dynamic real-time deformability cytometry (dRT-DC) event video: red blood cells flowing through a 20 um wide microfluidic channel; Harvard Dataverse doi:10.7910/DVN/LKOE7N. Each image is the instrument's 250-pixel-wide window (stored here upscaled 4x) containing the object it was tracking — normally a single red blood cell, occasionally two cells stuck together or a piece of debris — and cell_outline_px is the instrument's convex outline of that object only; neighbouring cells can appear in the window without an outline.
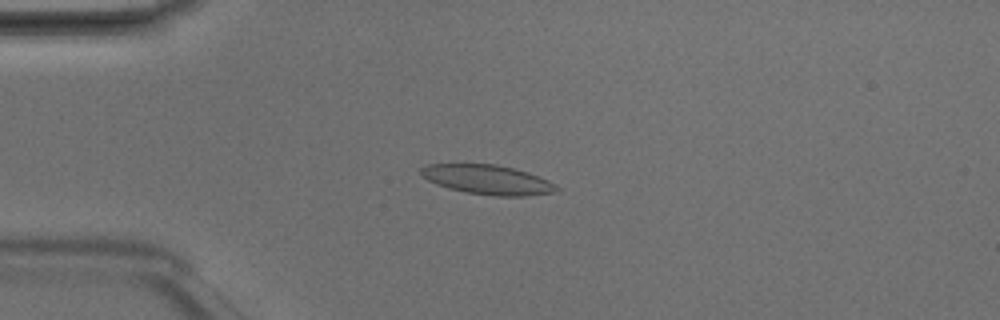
{"species": "Egyptian fruit bat (a non-hibernating species)", "species_latin": "Rousettus aegyptiacus", "temperature_condition": "room temperature", "stored_images_in_passage": 4, "camera_frame_rate_fps": 3000, "um_per_image_px": 0.085, "animal": {"sex": "male"}, "frame": {"image": 1, "passage_image": 2, "time_ms": 0.333, "image_size_px": [1000, 320], "cell_outline_px": [[560, 188], [552, 192], [528, 196], [492, 196], [468, 192], [448, 188], [436, 184], [420, 176], [420, 168], [428, 164], [496, 164], [528, 172], [548, 180], [556, 184]], "centroid_in_image_um": [41.43, 15.27], "position_along_channel_um": 43.6, "area_um2": 23.29}}